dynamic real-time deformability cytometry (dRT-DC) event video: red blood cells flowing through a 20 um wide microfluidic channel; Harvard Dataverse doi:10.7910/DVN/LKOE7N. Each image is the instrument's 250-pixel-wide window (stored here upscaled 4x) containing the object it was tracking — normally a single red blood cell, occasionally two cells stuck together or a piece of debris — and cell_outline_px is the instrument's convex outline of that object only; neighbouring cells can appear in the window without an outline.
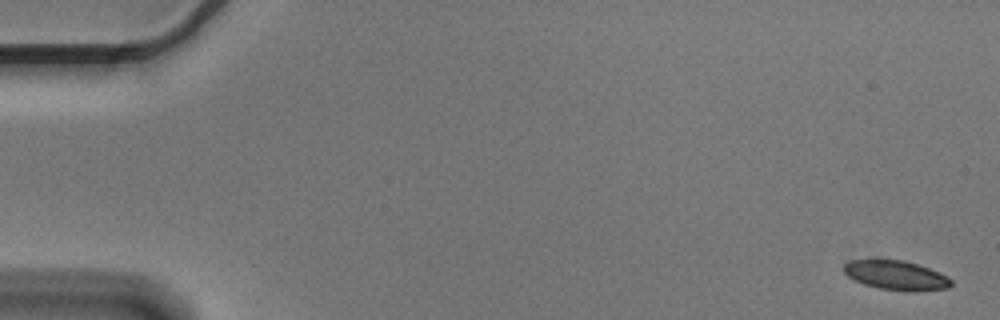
{"species": "Egyptian fruit bat (a non-hibernating species)", "species_latin": "Rousettus aegyptiacus", "temperature_condition": "cold", "stored_images_in_passage": 5, "camera_frame_rate_fps": 3000, "um_per_image_px": 0.085, "animal": {"sex": "male"}, "frame": {"image": 1, "passage_image": 1, "time_ms": 0.0, "image_size_px": [1000, 320], "cell_outline_px": [[952, 284], [948, 288], [916, 292], [912, 292], [880, 288], [864, 284], [848, 276], [844, 272], [844, 264], [848, 260], [904, 260], [940, 272], [948, 276], [952, 280]], "centroid_in_image_um": [76.21, 23.41], "position_along_channel_um": 8.8, "area_um2": 18.32}}
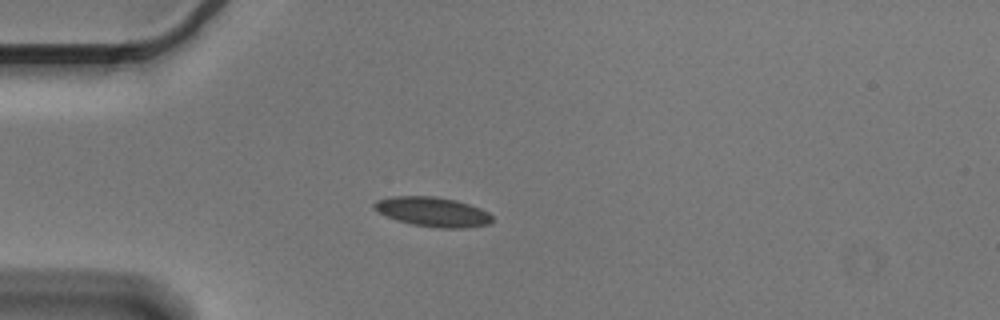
{"frame": {"image": 2, "passage_image": 5, "time_ms": 1.333, "image_size_px": [1000, 320], "cell_outline_px": [[492, 220], [488, 224], [464, 228], [436, 228], [412, 224], [396, 220], [376, 212], [372, 208], [372, 204], [376, 200], [392, 196], [436, 196], [456, 200], [480, 208], [488, 212], [492, 216]], "centroid_in_image_um": [36.72, 18.0], "position_along_channel_um": 48.3, "area_um2": 20.52}}